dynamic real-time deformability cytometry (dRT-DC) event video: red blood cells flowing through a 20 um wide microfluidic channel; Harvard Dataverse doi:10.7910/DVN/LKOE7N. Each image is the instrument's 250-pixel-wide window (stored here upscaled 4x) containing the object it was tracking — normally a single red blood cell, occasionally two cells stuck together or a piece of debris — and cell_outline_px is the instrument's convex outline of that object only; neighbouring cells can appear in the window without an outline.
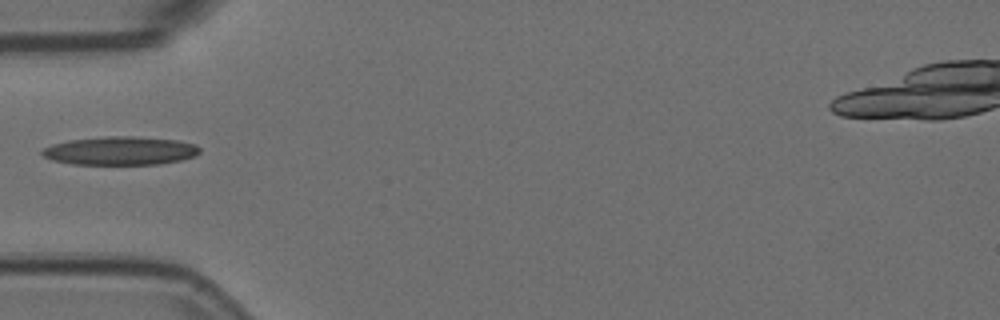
{"species": "Egyptian fruit bat (a non-hibernating species)", "species_latin": "Rousettus aegyptiacus", "temperature_condition": "room temperature", "stored_images_in_passage": 2, "camera_frame_rate_fps": 3000, "um_per_image_px": 0.085, "animal": {"sex": "female"}, "frame": {"image": 1, "passage_image": 2, "time_ms": 0.333, "image_size_px": [1000, 320], "cell_outline_px": [[200, 152], [196, 156], [180, 160], [160, 164], [72, 164], [52, 160], [44, 156], [40, 152], [44, 148], [52, 144], [68, 140], [108, 136], [132, 136], [180, 140], [196, 144], [200, 148]], "centroid_in_image_um": [10.25, 12.81], "position_along_channel_um": 74.7, "area_um2": 26.24}}